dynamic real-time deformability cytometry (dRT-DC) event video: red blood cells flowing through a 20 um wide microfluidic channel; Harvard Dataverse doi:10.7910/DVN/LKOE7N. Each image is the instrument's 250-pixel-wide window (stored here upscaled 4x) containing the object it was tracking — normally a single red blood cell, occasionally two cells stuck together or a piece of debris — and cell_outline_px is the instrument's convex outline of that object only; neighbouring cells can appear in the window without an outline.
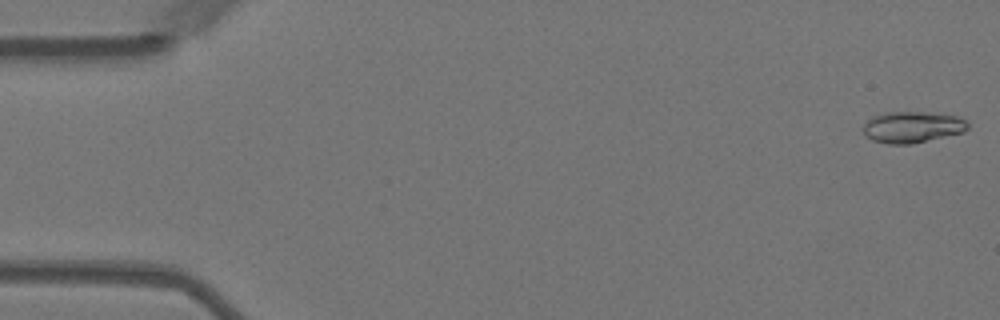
{"species": "Egyptian fruit bat (a non-hibernating species)", "species_latin": "Rousettus aegyptiacus", "temperature_condition": "warm", "stored_images_in_passage": 21, "camera_frame_rate_fps": 3000, "um_per_image_px": 0.085, "animal": {"sex": "female"}, "frame": {"image": 1, "passage_image": 1, "time_ms": 0.0, "image_size_px": [1000, 320], "cell_outline_px": [[968, 128], [964, 132], [912, 144], [888, 144], [872, 140], [864, 136], [864, 124], [872, 116], [884, 112], [924, 112], [956, 116], [968, 120]], "centroid_in_image_um": [77.54, 10.8], "position_along_channel_um": 7.5, "area_um2": 19.19}}
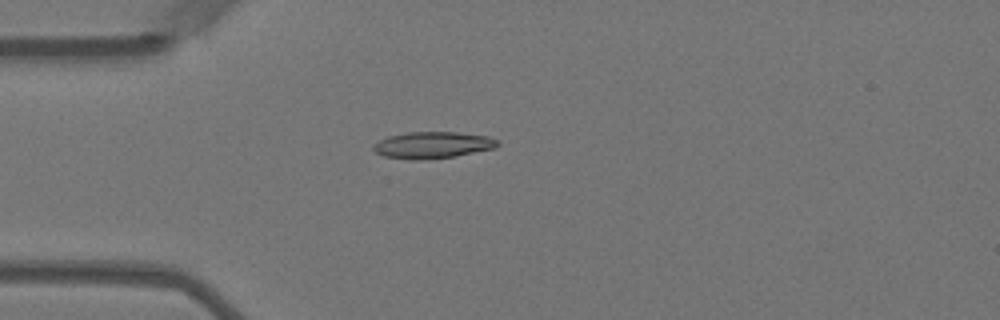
{"frame": {"image": 2, "passage_image": 15, "time_ms": 4.667, "image_size_px": [1000, 320], "cell_outline_px": [[500, 144], [496, 148], [456, 156], [424, 160], [412, 160], [384, 156], [376, 152], [372, 148], [372, 144], [388, 136], [408, 132], [456, 132], [488, 136], [500, 140]], "centroid_in_image_um": [36.8, 12.33], "position_along_channel_um": 48.2, "area_um2": 19.48}}
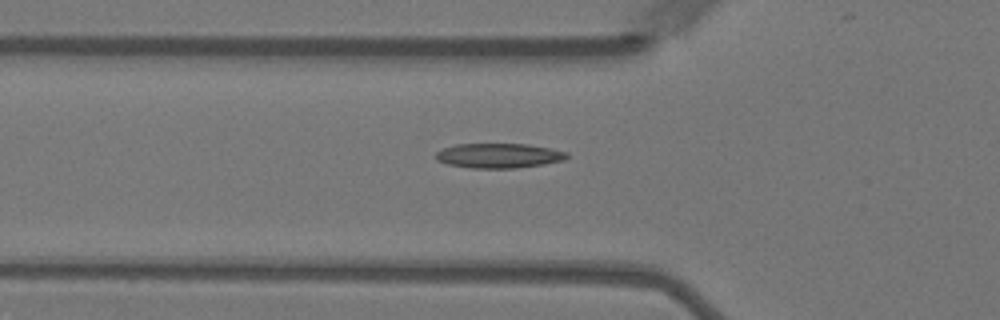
{"frame": {"image": 3, "passage_image": 19, "time_ms": 6.0, "image_size_px": [1000, 320], "cell_outline_px": [[568, 156], [564, 160], [544, 164], [516, 168], [472, 168], [448, 164], [436, 160], [436, 152], [444, 148], [456, 144], [528, 144], [568, 152]], "centroid_in_image_um": [42.4, 13.23], "position_along_channel_um": 83.4, "area_um2": 18.79}}